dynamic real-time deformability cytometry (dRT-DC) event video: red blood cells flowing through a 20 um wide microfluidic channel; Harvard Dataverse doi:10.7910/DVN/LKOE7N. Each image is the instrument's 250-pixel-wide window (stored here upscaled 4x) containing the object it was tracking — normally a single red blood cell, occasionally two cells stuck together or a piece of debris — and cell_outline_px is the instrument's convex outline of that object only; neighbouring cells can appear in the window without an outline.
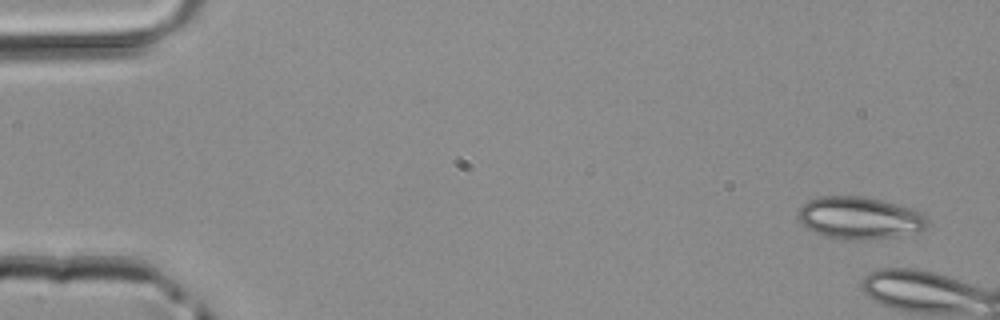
{"species": "common noctule bat (a hibernating species)", "species_latin": "Nyctalus noctula", "temperature_condition": "room temperature", "stored_images_in_passage": 5, "camera_frame_rate_fps": 3000, "um_per_image_px": 0.085, "animal": {"sex": "male", "body_mass_g": 20.4}, "frame": {"image": 1, "passage_image": 1, "time_ms": 0.0, "image_size_px": [1000, 320], "cell_outline_px": [[928, 224], [924, 228], [916, 232], [872, 240], [836, 240], [824, 236], [804, 228], [796, 216], [800, 208], [808, 200], [820, 196], [864, 196], [912, 208], [924, 212], [928, 220]], "centroid_in_image_um": [73.03, 18.54], "position_along_channel_um": 12.0, "area_um2": 32.37}}